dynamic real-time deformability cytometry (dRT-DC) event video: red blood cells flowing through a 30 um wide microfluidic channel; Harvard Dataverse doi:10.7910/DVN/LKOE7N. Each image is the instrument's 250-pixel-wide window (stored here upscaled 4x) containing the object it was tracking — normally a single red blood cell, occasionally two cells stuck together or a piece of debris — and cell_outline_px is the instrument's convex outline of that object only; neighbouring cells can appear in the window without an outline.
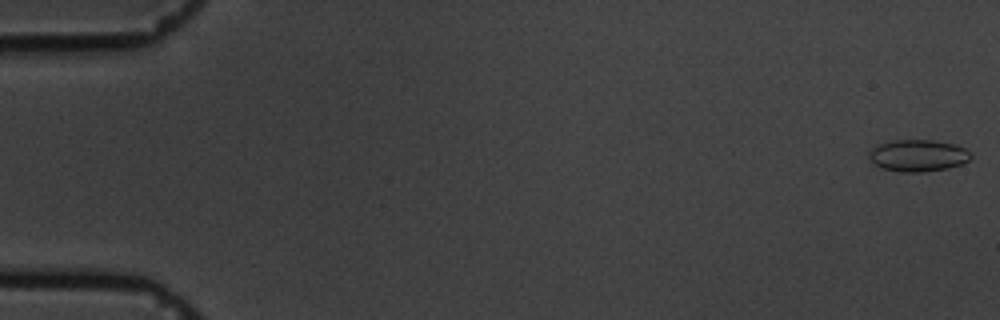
{"species": "common noctule bat (a hibernating species)", "species_latin": "Nyctalus noctula", "temperature_condition": "cold", "stored_images_in_passage": 59, "camera_frame_rate_fps": 3000, "um_per_image_px": 0.085, "animal": {"sex": "male", "body_mass_g": 19.5, "forearm_length_mm": 54.6}, "frame": {"image": 1, "passage_image": 1, "time_ms": 0.0, "image_size_px": [1000, 320], "cell_outline_px": [[972, 156], [968, 160], [960, 164], [948, 168], [920, 172], [904, 172], [884, 168], [876, 164], [868, 156], [868, 152], [872, 148], [880, 144], [892, 140], [936, 140], [956, 144], [972, 152]], "centroid_in_image_um": [78.07, 13.2], "position_along_channel_um": 6.9, "area_um2": 18.79}}
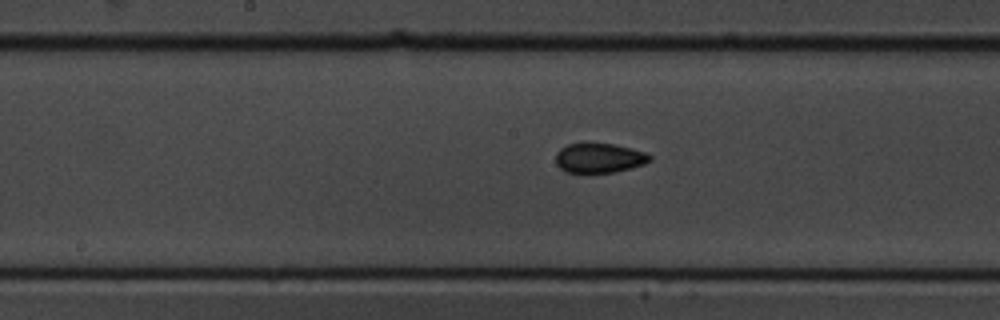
{"frame": {"image": 2, "passage_image": 31, "time_ms": 10.0, "image_size_px": [1000, 320], "cell_outline_px": [[652, 160], [644, 164], [632, 168], [616, 172], [588, 176], [564, 172], [556, 164], [556, 152], [560, 148], [568, 144], [584, 140], [616, 144], [632, 148], [644, 152], [652, 156]], "centroid_in_image_um": [50.88, 13.44], "position_along_channel_um": 197.3, "area_um2": 17.69}}
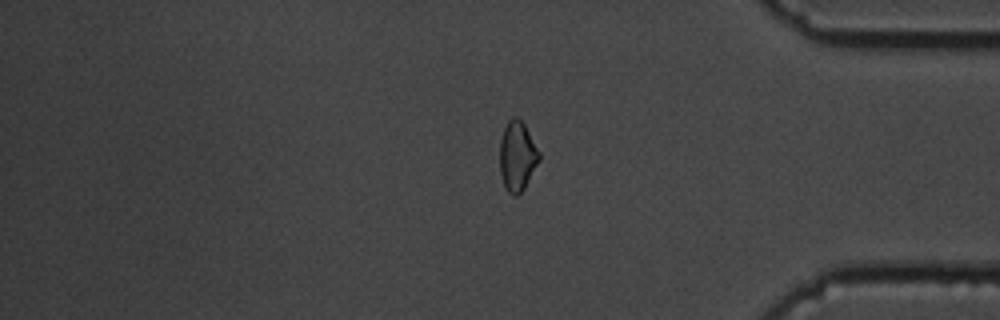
{"frame": {"image": 3, "passage_image": 50, "time_ms": 16.333, "image_size_px": [1000, 320], "cell_outline_px": [[540, 160], [524, 188], [516, 196], [512, 196], [508, 192], [504, 184], [500, 172], [500, 140], [504, 128], [508, 120], [512, 116], [516, 116], [524, 124], [540, 152]], "centroid_in_image_um": [43.97, 13.26], "position_along_channel_um": 391.2, "area_um2": 15.95}}